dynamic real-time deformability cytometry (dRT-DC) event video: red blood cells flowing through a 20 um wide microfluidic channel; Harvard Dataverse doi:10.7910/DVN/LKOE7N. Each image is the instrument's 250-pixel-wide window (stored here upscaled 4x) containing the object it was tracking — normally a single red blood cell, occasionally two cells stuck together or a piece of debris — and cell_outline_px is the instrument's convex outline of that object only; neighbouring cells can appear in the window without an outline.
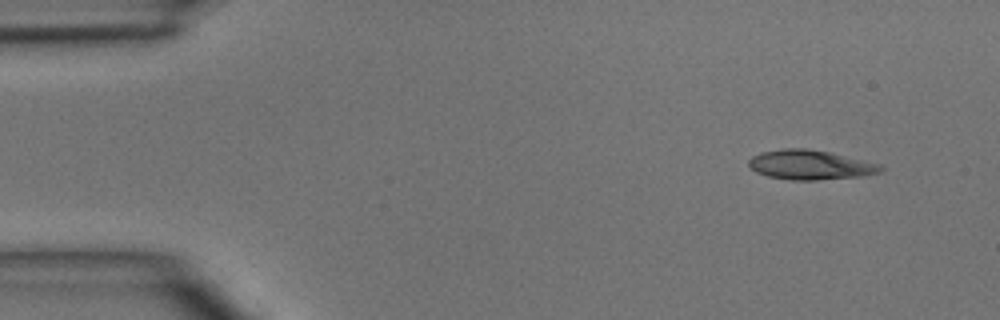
{"species": "common noctule bat (a hibernating species)", "species_latin": "Nyctalus noctula", "temperature_condition": "room temperature", "stored_images_in_passage": 4, "camera_frame_rate_fps": 3000, "um_per_image_px": 0.085, "animal": {"sex": "male", "body_mass_g": 15.6}, "frame": {"image": 1, "passage_image": 1, "time_ms": 0.0, "image_size_px": [1000, 320], "cell_outline_px": [[884, 168], [880, 172], [860, 176], [816, 180], [792, 180], [768, 176], [756, 172], [748, 164], [748, 160], [752, 156], [764, 152], [784, 148], [804, 148], [828, 152], [880, 164]], "centroid_in_image_um": [68.85, 14.01], "position_along_channel_um": 16.1, "area_um2": 22.37}}
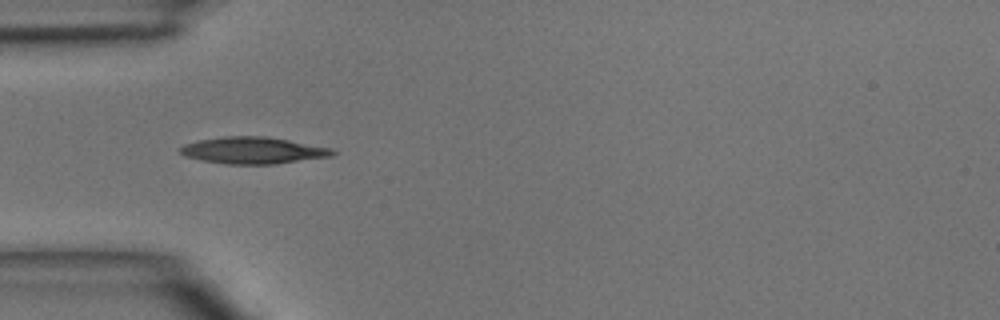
{"frame": {"image": 2, "passage_image": 4, "time_ms": 3.333, "image_size_px": [1000, 320], "cell_outline_px": [[336, 152], [332, 156], [276, 164], [224, 164], [184, 156], [180, 152], [180, 148], [184, 144], [196, 140], [224, 136], [264, 136], [288, 140], [332, 148]], "centroid_in_image_um": [21.5, 12.78], "position_along_channel_um": 63.5, "area_um2": 23.7}}